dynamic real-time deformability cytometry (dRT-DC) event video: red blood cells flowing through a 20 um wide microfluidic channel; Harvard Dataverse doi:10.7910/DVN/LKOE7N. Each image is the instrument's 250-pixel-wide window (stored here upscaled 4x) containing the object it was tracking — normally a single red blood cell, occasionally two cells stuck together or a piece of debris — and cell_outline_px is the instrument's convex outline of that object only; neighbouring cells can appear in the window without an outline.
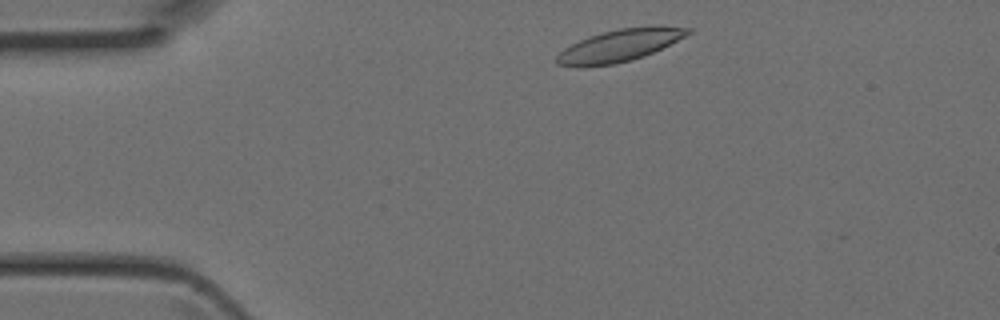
{"species": "Egyptian fruit bat (a non-hibernating species)", "species_latin": "Rousettus aegyptiacus", "temperature_condition": "room temperature", "stored_images_in_passage": 37, "camera_frame_rate_fps": 3000, "um_per_image_px": 0.085, "animal": {"sex": "female"}, "frame": {"image": 1, "passage_image": 2, "time_ms": 0.333, "image_size_px": [1000, 320], "cell_outline_px": [[692, 32], [652, 52], [632, 60], [612, 64], [588, 68], [576, 68], [556, 64], [556, 56], [564, 48], [588, 36], [620, 28], [660, 24], [692, 28]], "centroid_in_image_um": [52.63, 3.86], "position_along_channel_um": 32.4, "area_um2": 24.85}}
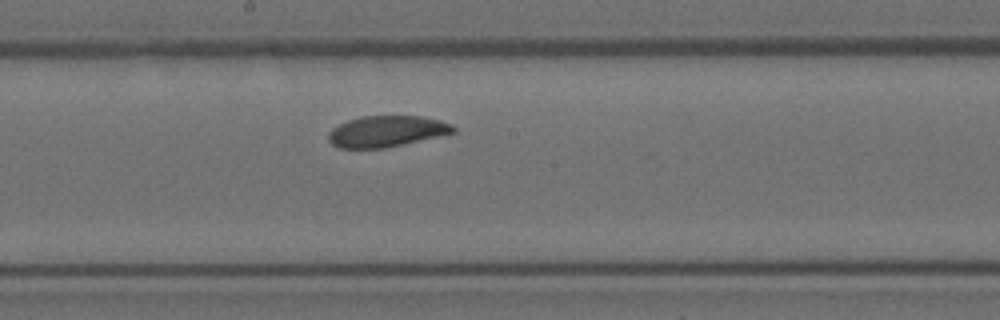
{"frame": {"image": 2, "passage_image": 17, "time_ms": 5.333, "image_size_px": [1000, 320], "cell_outline_px": [[456, 132], [404, 144], [384, 148], [340, 148], [332, 144], [328, 140], [328, 132], [332, 128], [348, 120], [360, 116], [420, 116], [440, 120], [452, 124], [456, 128]], "centroid_in_image_um": [32.86, 11.16], "position_along_channel_um": 215.3, "area_um2": 22.66}}
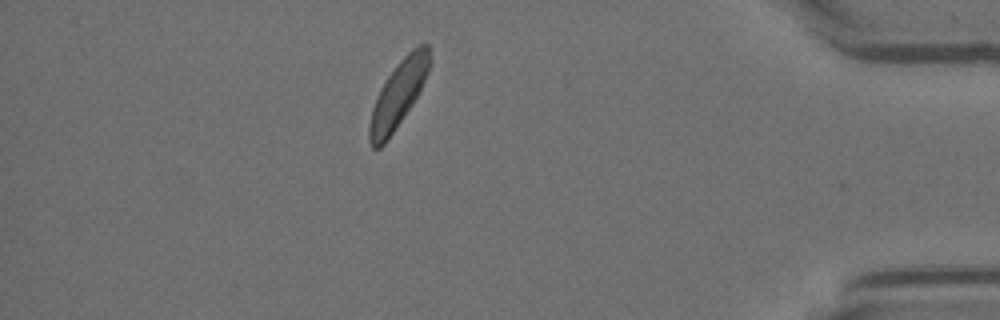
{"frame": {"image": 3, "passage_image": 32, "time_ms": 10.333, "image_size_px": [1000, 320], "cell_outline_px": [[428, 72], [412, 104], [384, 144], [380, 148], [372, 148], [368, 140], [368, 128], [372, 108], [380, 88], [396, 64], [412, 48], [420, 44], [428, 44]], "centroid_in_image_um": [33.79, 8.05], "position_along_channel_um": 401.4, "area_um2": 22.66}}